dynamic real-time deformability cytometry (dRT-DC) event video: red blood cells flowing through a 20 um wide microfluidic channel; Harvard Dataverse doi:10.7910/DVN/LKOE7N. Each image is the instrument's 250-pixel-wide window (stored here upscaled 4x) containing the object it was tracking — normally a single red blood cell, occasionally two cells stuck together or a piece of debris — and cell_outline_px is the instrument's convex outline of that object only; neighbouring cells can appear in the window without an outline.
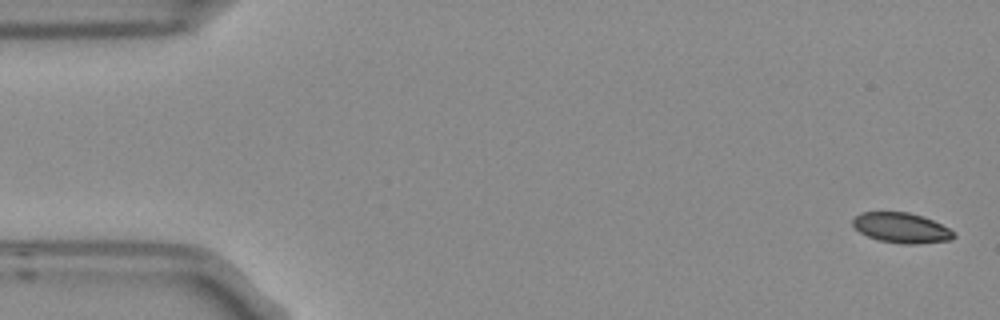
{"species": "Egyptian fruit bat (a non-hibernating species)", "species_latin": "Rousettus aegyptiacus", "temperature_condition": "room temperature", "stored_images_in_passage": 5, "camera_frame_rate_fps": 3000, "um_per_image_px": 0.085, "frame": {"image": 1, "passage_image": 1, "time_ms": 0.0, "image_size_px": [1000, 320], "cell_outline_px": [[956, 236], [952, 240], [916, 244], [904, 244], [880, 240], [868, 236], [860, 232], [852, 224], [852, 220], [860, 212], [908, 212], [932, 220], [956, 232]], "centroid_in_image_um": [76.64, 19.37], "position_along_channel_um": 8.4, "area_um2": 17.63}}
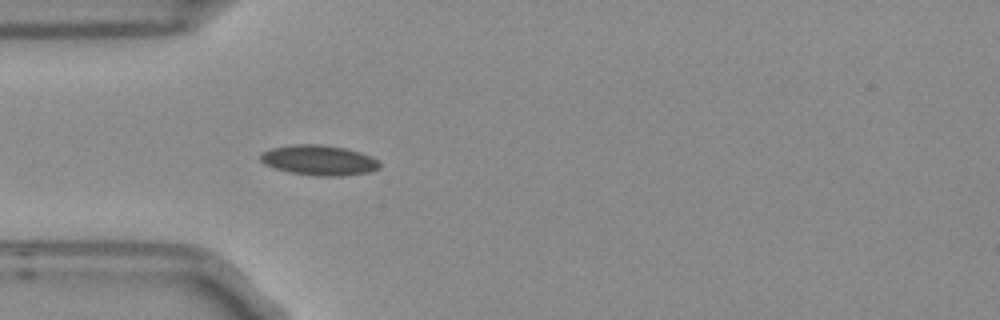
{"frame": {"image": 2, "passage_image": 5, "time_ms": 1.333, "image_size_px": [1000, 320], "cell_outline_px": [[380, 168], [368, 172], [340, 176], [316, 176], [288, 172], [264, 164], [260, 160], [260, 152], [272, 148], [292, 144], [320, 144], [344, 148], [360, 152], [372, 156], [380, 164]], "centroid_in_image_um": [27.09, 13.61], "position_along_channel_um": 57.9, "area_um2": 20.98}}